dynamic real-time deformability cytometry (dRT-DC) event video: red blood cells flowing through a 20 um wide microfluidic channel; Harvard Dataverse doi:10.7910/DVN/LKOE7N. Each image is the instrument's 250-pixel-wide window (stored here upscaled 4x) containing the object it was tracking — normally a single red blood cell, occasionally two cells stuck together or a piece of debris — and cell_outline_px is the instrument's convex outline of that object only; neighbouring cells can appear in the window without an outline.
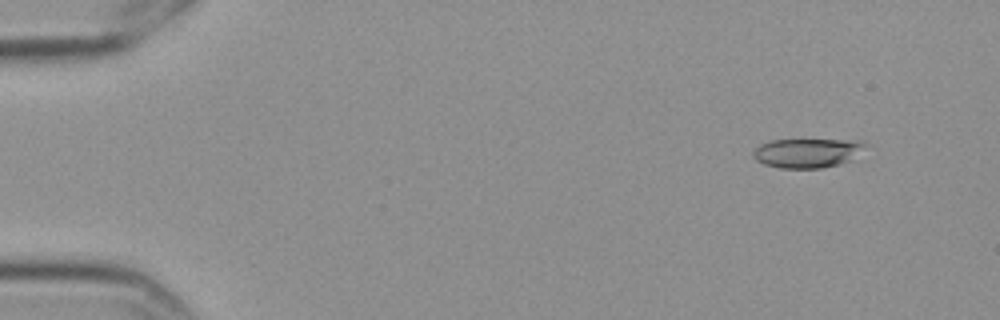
{"species": "Egyptian fruit bat (a non-hibernating species)", "species_latin": "Rousettus aegyptiacus", "temperature_condition": "cold", "stored_images_in_passage": 10, "camera_frame_rate_fps": 3000, "um_per_image_px": 0.085, "frame": {"image": 1, "passage_image": 2, "time_ms": 0.333, "image_size_px": [1000, 320], "cell_outline_px": [[868, 144], [852, 160], [840, 164], [820, 168], [780, 168], [764, 164], [756, 160], [752, 156], [752, 152], [760, 144], [772, 140], [860, 140]], "centroid_in_image_um": [68.63, 13.0], "position_along_channel_um": 16.4, "area_um2": 19.19}}
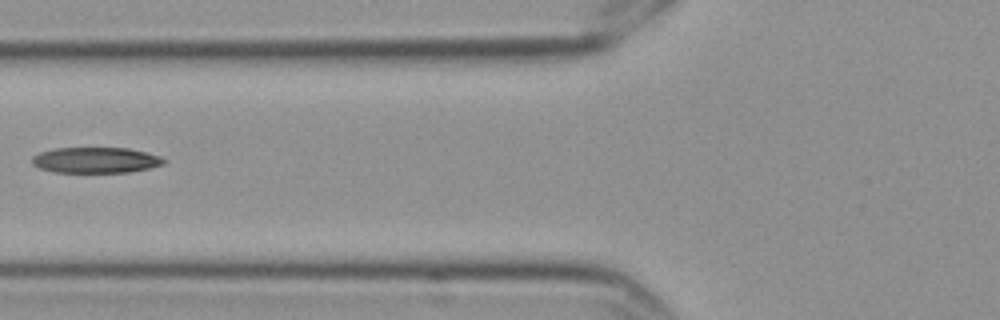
{"frame": {"image": 2, "passage_image": 7, "time_ms": 2.0, "image_size_px": [1000, 320], "cell_outline_px": [[168, 160], [164, 164], [148, 168], [128, 172], [56, 172], [40, 168], [32, 164], [32, 156], [40, 152], [56, 148], [128, 148], [160, 156]], "centroid_in_image_um": [8.14, 13.61], "position_along_channel_um": 117.7, "area_um2": 19.65}}
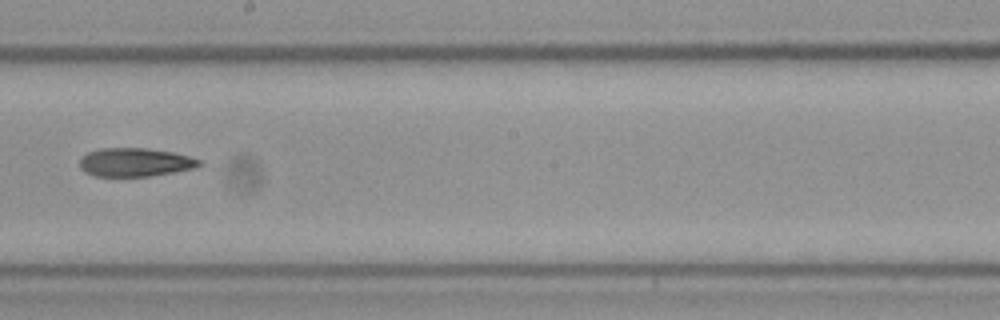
{"frame": {"image": 3, "passage_image": 10, "time_ms": 3.0, "image_size_px": [1000, 320], "cell_outline_px": [[204, 164], [192, 168], [172, 172], [148, 176], [96, 176], [84, 172], [80, 168], [80, 160], [88, 152], [100, 148], [148, 148], [172, 152], [188, 156], [200, 160]], "centroid_in_image_um": [11.46, 13.79], "position_along_channel_um": 236.7, "area_um2": 19.71}}